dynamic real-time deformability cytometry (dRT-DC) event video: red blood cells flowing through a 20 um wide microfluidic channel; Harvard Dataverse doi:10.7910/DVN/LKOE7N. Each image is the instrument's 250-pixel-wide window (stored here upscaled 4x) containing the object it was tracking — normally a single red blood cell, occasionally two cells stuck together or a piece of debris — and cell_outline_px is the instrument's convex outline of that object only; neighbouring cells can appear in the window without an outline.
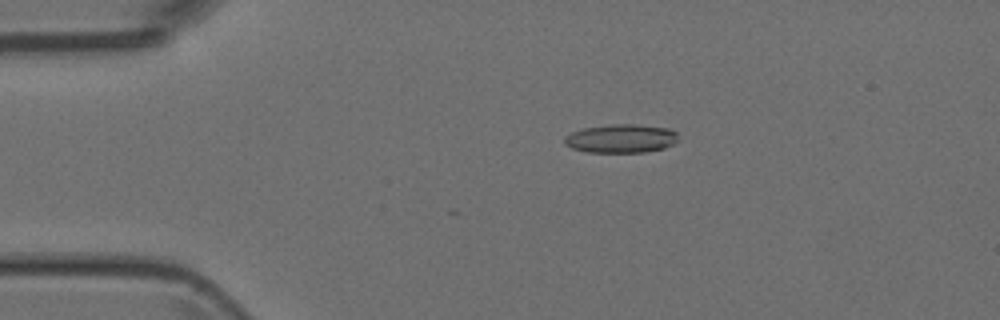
{"species": "Egyptian fruit bat (a non-hibernating species)", "species_latin": "Rousettus aegyptiacus", "temperature_condition": "room temperature", "stored_images_in_passage": 16, "camera_frame_rate_fps": 3000, "um_per_image_px": 0.085, "animal": {"sex": "female"}, "frame": {"image": 1, "passage_image": 11, "time_ms": 3.333, "image_size_px": [1000, 320], "cell_outline_px": [[680, 140], [664, 148], [644, 152], [588, 152], [572, 148], [564, 144], [564, 136], [572, 132], [584, 128], [612, 124], [636, 124], [668, 128], [676, 132]], "centroid_in_image_um": [52.8, 11.77], "position_along_channel_um": 32.2, "area_um2": 19.02}}